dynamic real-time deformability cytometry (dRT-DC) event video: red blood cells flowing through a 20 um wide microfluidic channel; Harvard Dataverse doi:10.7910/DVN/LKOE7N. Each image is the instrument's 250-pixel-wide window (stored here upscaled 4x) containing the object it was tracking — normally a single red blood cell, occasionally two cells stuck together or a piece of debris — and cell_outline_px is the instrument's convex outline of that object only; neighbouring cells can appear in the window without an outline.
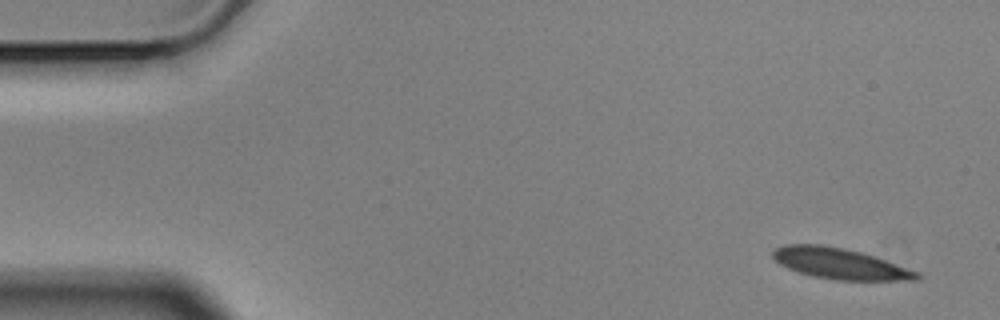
{"species": "Egyptian fruit bat (a non-hibernating species)", "species_latin": "Rousettus aegyptiacus", "temperature_condition": "cold", "stored_images_in_passage": 7, "camera_frame_rate_fps": 3000, "um_per_image_px": 0.085, "animal": {"sex": "male"}, "frame": {"image": 1, "passage_image": 1, "time_ms": 0.0, "image_size_px": [1000, 320], "cell_outline_px": [[920, 280], [836, 280], [812, 276], [796, 272], [780, 264], [772, 256], [772, 252], [776, 248], [784, 244], [820, 244], [844, 248], [860, 252], [920, 272]], "centroid_in_image_um": [71.36, 22.41], "position_along_channel_um": 13.6, "area_um2": 25.78}}
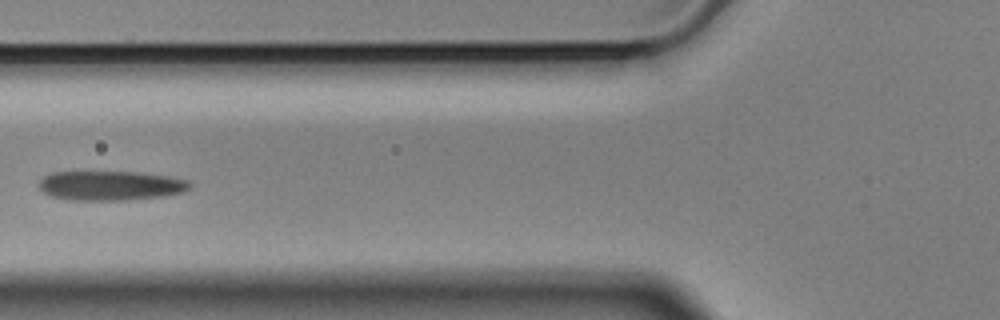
{"frame": {"image": 2, "passage_image": 6, "time_ms": 1.667, "image_size_px": [1000, 320], "cell_outline_px": [[192, 188], [184, 192], [164, 196], [128, 200], [72, 200], [52, 196], [44, 192], [40, 188], [40, 180], [44, 176], [52, 172], [136, 172], [168, 176], [188, 180], [192, 184]], "centroid_in_image_um": [9.45, 15.78], "position_along_channel_um": 116.3, "area_um2": 25.95}}
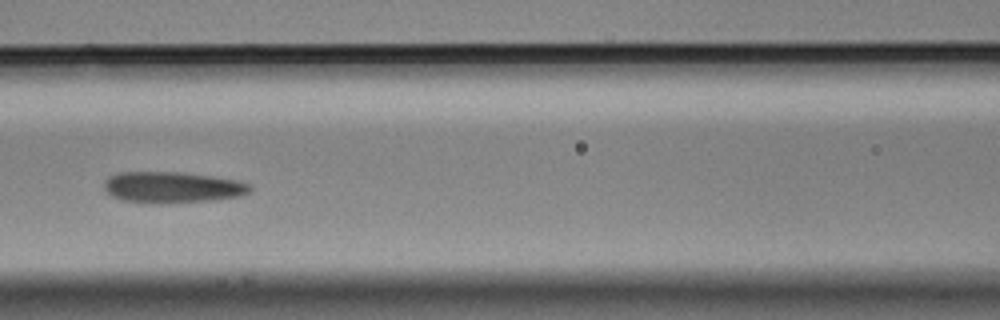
{"frame": {"image": 3, "passage_image": 7, "time_ms": 2.0, "image_size_px": [1000, 320], "cell_outline_px": [[252, 188], [248, 192], [240, 196], [216, 200], [168, 204], [144, 204], [124, 200], [112, 196], [104, 188], [104, 180], [108, 176], [120, 172], [180, 172], [212, 176], [236, 180], [252, 184]], "centroid_in_image_um": [14.64, 15.94], "position_along_channel_um": 152.0, "area_um2": 26.99}}